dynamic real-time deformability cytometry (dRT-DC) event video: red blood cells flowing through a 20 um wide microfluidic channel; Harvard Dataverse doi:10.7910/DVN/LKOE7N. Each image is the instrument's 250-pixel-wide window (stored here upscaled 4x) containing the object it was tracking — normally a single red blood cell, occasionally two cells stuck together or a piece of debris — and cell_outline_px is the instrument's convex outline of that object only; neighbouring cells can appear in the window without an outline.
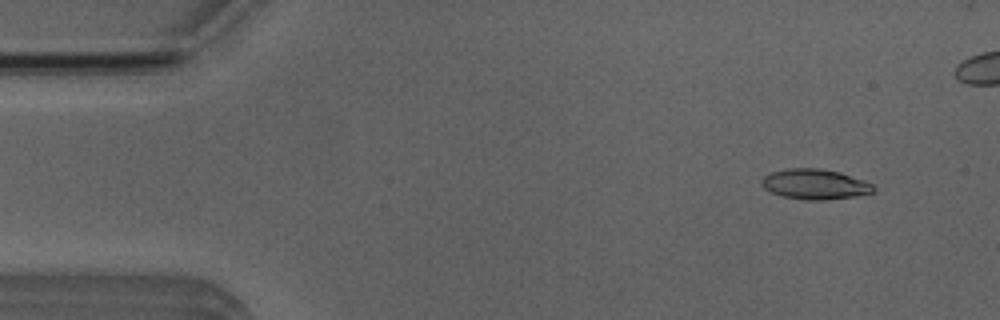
{"species": "Egyptian fruit bat (a non-hibernating species)", "species_latin": "Rousettus aegyptiacus", "temperature_condition": "room temperature", "stored_images_in_passage": 4, "camera_frame_rate_fps": 3000, "um_per_image_px": 0.085, "animal": {"sex": "male"}, "frame": {"image": 1, "passage_image": 1, "time_ms": 0.0, "image_size_px": [1000, 320], "cell_outline_px": [[876, 188], [872, 192], [852, 196], [820, 200], [808, 200], [784, 196], [772, 192], [764, 188], [760, 184], [760, 180], [768, 172], [788, 168], [820, 168], [840, 172], [864, 180], [872, 184]], "centroid_in_image_um": [69.22, 15.63], "position_along_channel_um": 15.8, "area_um2": 19.59}}